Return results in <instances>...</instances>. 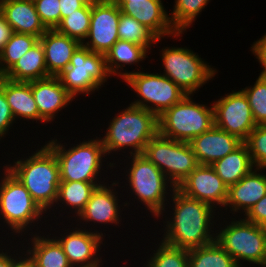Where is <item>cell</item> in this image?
Masks as SVG:
<instances>
[{
  "instance_id": "cell-3",
  "label": "cell",
  "mask_w": 266,
  "mask_h": 267,
  "mask_svg": "<svg viewBox=\"0 0 266 267\" xmlns=\"http://www.w3.org/2000/svg\"><path fill=\"white\" fill-rule=\"evenodd\" d=\"M117 114L101 138L106 154L132 148L131 155L143 154L146 144L158 133V117L139 106L129 104Z\"/></svg>"
},
{
  "instance_id": "cell-38",
  "label": "cell",
  "mask_w": 266,
  "mask_h": 267,
  "mask_svg": "<svg viewBox=\"0 0 266 267\" xmlns=\"http://www.w3.org/2000/svg\"><path fill=\"white\" fill-rule=\"evenodd\" d=\"M36 12L46 29H56L60 23V0H33Z\"/></svg>"
},
{
  "instance_id": "cell-2",
  "label": "cell",
  "mask_w": 266,
  "mask_h": 267,
  "mask_svg": "<svg viewBox=\"0 0 266 267\" xmlns=\"http://www.w3.org/2000/svg\"><path fill=\"white\" fill-rule=\"evenodd\" d=\"M43 146L29 158L19 159L13 165L5 167L46 213L57 201L61 180L59 163L54 152L46 144Z\"/></svg>"
},
{
  "instance_id": "cell-11",
  "label": "cell",
  "mask_w": 266,
  "mask_h": 267,
  "mask_svg": "<svg viewBox=\"0 0 266 267\" xmlns=\"http://www.w3.org/2000/svg\"><path fill=\"white\" fill-rule=\"evenodd\" d=\"M108 77L105 55L92 52L82 44L73 53L70 65L58 75L62 85L74 98L78 93L89 95L98 90Z\"/></svg>"
},
{
  "instance_id": "cell-41",
  "label": "cell",
  "mask_w": 266,
  "mask_h": 267,
  "mask_svg": "<svg viewBox=\"0 0 266 267\" xmlns=\"http://www.w3.org/2000/svg\"><path fill=\"white\" fill-rule=\"evenodd\" d=\"M252 52L259 60V63L262 65L263 71L260 72L261 76L266 77V33L262 38L255 41L253 46L251 47Z\"/></svg>"
},
{
  "instance_id": "cell-10",
  "label": "cell",
  "mask_w": 266,
  "mask_h": 267,
  "mask_svg": "<svg viewBox=\"0 0 266 267\" xmlns=\"http://www.w3.org/2000/svg\"><path fill=\"white\" fill-rule=\"evenodd\" d=\"M123 80L137 92V97H141L131 104L144 108L157 117L187 95L170 78L161 73L125 71Z\"/></svg>"
},
{
  "instance_id": "cell-39",
  "label": "cell",
  "mask_w": 266,
  "mask_h": 267,
  "mask_svg": "<svg viewBox=\"0 0 266 267\" xmlns=\"http://www.w3.org/2000/svg\"><path fill=\"white\" fill-rule=\"evenodd\" d=\"M15 118L10 110V106L7 102L4 92L0 94V140L9 131V128L13 126Z\"/></svg>"
},
{
  "instance_id": "cell-6",
  "label": "cell",
  "mask_w": 266,
  "mask_h": 267,
  "mask_svg": "<svg viewBox=\"0 0 266 267\" xmlns=\"http://www.w3.org/2000/svg\"><path fill=\"white\" fill-rule=\"evenodd\" d=\"M215 231V241L236 261L239 267L242 262L266 267V227L246 221L244 218L224 225ZM241 260H243L241 262ZM241 262V263H240Z\"/></svg>"
},
{
  "instance_id": "cell-17",
  "label": "cell",
  "mask_w": 266,
  "mask_h": 267,
  "mask_svg": "<svg viewBox=\"0 0 266 267\" xmlns=\"http://www.w3.org/2000/svg\"><path fill=\"white\" fill-rule=\"evenodd\" d=\"M121 13L133 17L140 24L146 26L158 38L177 37L182 32H177L171 24L169 14H167L162 0L114 2Z\"/></svg>"
},
{
  "instance_id": "cell-8",
  "label": "cell",
  "mask_w": 266,
  "mask_h": 267,
  "mask_svg": "<svg viewBox=\"0 0 266 267\" xmlns=\"http://www.w3.org/2000/svg\"><path fill=\"white\" fill-rule=\"evenodd\" d=\"M143 155L164 173L175 188L199 166L188 142L169 139L159 133L146 144Z\"/></svg>"
},
{
  "instance_id": "cell-45",
  "label": "cell",
  "mask_w": 266,
  "mask_h": 267,
  "mask_svg": "<svg viewBox=\"0 0 266 267\" xmlns=\"http://www.w3.org/2000/svg\"><path fill=\"white\" fill-rule=\"evenodd\" d=\"M21 256H18V259L13 263L12 267H35L33 262L26 256L23 258Z\"/></svg>"
},
{
  "instance_id": "cell-22",
  "label": "cell",
  "mask_w": 266,
  "mask_h": 267,
  "mask_svg": "<svg viewBox=\"0 0 266 267\" xmlns=\"http://www.w3.org/2000/svg\"><path fill=\"white\" fill-rule=\"evenodd\" d=\"M262 169H252L239 182L228 188V198L223 208L230 207V211L244 210L245 214L266 195V175ZM258 171V172H257Z\"/></svg>"
},
{
  "instance_id": "cell-46",
  "label": "cell",
  "mask_w": 266,
  "mask_h": 267,
  "mask_svg": "<svg viewBox=\"0 0 266 267\" xmlns=\"http://www.w3.org/2000/svg\"><path fill=\"white\" fill-rule=\"evenodd\" d=\"M7 80H8V77L6 73L0 72V94L3 93Z\"/></svg>"
},
{
  "instance_id": "cell-28",
  "label": "cell",
  "mask_w": 266,
  "mask_h": 267,
  "mask_svg": "<svg viewBox=\"0 0 266 267\" xmlns=\"http://www.w3.org/2000/svg\"><path fill=\"white\" fill-rule=\"evenodd\" d=\"M148 50L133 42L118 39L105 54L106 68L109 75H118L124 79V73L119 70L124 65H131L145 60ZM119 71V73H118Z\"/></svg>"
},
{
  "instance_id": "cell-24",
  "label": "cell",
  "mask_w": 266,
  "mask_h": 267,
  "mask_svg": "<svg viewBox=\"0 0 266 267\" xmlns=\"http://www.w3.org/2000/svg\"><path fill=\"white\" fill-rule=\"evenodd\" d=\"M13 117L26 120L45 121L39 116L38 107L32 94V81L7 80L3 90Z\"/></svg>"
},
{
  "instance_id": "cell-16",
  "label": "cell",
  "mask_w": 266,
  "mask_h": 267,
  "mask_svg": "<svg viewBox=\"0 0 266 267\" xmlns=\"http://www.w3.org/2000/svg\"><path fill=\"white\" fill-rule=\"evenodd\" d=\"M75 229V230H74ZM72 228L70 233L66 232L55 237L62 246L63 251L72 267H100L102 259L96 255L103 244V233L92 232V229ZM77 229V230H76ZM91 230V231H90ZM58 238V239H57ZM99 256V257H98ZM100 258V259H99Z\"/></svg>"
},
{
  "instance_id": "cell-20",
  "label": "cell",
  "mask_w": 266,
  "mask_h": 267,
  "mask_svg": "<svg viewBox=\"0 0 266 267\" xmlns=\"http://www.w3.org/2000/svg\"><path fill=\"white\" fill-rule=\"evenodd\" d=\"M119 182L114 181L112 186L101 184L93 191L85 208L77 216L78 220L83 222L119 224L120 205H118V196L112 188L118 186ZM116 194V196H115Z\"/></svg>"
},
{
  "instance_id": "cell-44",
  "label": "cell",
  "mask_w": 266,
  "mask_h": 267,
  "mask_svg": "<svg viewBox=\"0 0 266 267\" xmlns=\"http://www.w3.org/2000/svg\"><path fill=\"white\" fill-rule=\"evenodd\" d=\"M2 251V252H1ZM7 252H3V250L0 249V267H12L13 263L18 259L17 256H14L10 253L8 255Z\"/></svg>"
},
{
  "instance_id": "cell-43",
  "label": "cell",
  "mask_w": 266,
  "mask_h": 267,
  "mask_svg": "<svg viewBox=\"0 0 266 267\" xmlns=\"http://www.w3.org/2000/svg\"><path fill=\"white\" fill-rule=\"evenodd\" d=\"M13 33L12 27L0 13V52L4 49L5 44L10 40Z\"/></svg>"
},
{
  "instance_id": "cell-30",
  "label": "cell",
  "mask_w": 266,
  "mask_h": 267,
  "mask_svg": "<svg viewBox=\"0 0 266 267\" xmlns=\"http://www.w3.org/2000/svg\"><path fill=\"white\" fill-rule=\"evenodd\" d=\"M188 267H239L236 261L214 240L188 251Z\"/></svg>"
},
{
  "instance_id": "cell-9",
  "label": "cell",
  "mask_w": 266,
  "mask_h": 267,
  "mask_svg": "<svg viewBox=\"0 0 266 267\" xmlns=\"http://www.w3.org/2000/svg\"><path fill=\"white\" fill-rule=\"evenodd\" d=\"M4 169V177L0 182V218L12 233L22 234L32 223L41 221L45 212L23 184L6 167Z\"/></svg>"
},
{
  "instance_id": "cell-32",
  "label": "cell",
  "mask_w": 266,
  "mask_h": 267,
  "mask_svg": "<svg viewBox=\"0 0 266 267\" xmlns=\"http://www.w3.org/2000/svg\"><path fill=\"white\" fill-rule=\"evenodd\" d=\"M118 37L120 40L129 41L144 46L149 50L153 42H159L158 38L146 26L140 24L133 17L120 14L118 25Z\"/></svg>"
},
{
  "instance_id": "cell-7",
  "label": "cell",
  "mask_w": 266,
  "mask_h": 267,
  "mask_svg": "<svg viewBox=\"0 0 266 267\" xmlns=\"http://www.w3.org/2000/svg\"><path fill=\"white\" fill-rule=\"evenodd\" d=\"M131 167L127 173V180L131 192L135 193L137 199L147 207L152 215L160 217L165 213V206L168 201L167 191L174 190V185L166 178L164 173L150 162L145 155H131ZM170 185H169V184ZM168 187H172L168 189Z\"/></svg>"
},
{
  "instance_id": "cell-1",
  "label": "cell",
  "mask_w": 266,
  "mask_h": 267,
  "mask_svg": "<svg viewBox=\"0 0 266 267\" xmlns=\"http://www.w3.org/2000/svg\"><path fill=\"white\" fill-rule=\"evenodd\" d=\"M174 213L167 221L163 242L180 249L191 250L215 240L212 231L215 209L207 203L185 196L177 188L172 190ZM213 220V221H212ZM212 222V223H211Z\"/></svg>"
},
{
  "instance_id": "cell-5",
  "label": "cell",
  "mask_w": 266,
  "mask_h": 267,
  "mask_svg": "<svg viewBox=\"0 0 266 267\" xmlns=\"http://www.w3.org/2000/svg\"><path fill=\"white\" fill-rule=\"evenodd\" d=\"M83 141L65 149L64 145L52 139L46 145L54 152L60 169L61 182H99L103 157H106L101 138Z\"/></svg>"
},
{
  "instance_id": "cell-19",
  "label": "cell",
  "mask_w": 266,
  "mask_h": 267,
  "mask_svg": "<svg viewBox=\"0 0 266 267\" xmlns=\"http://www.w3.org/2000/svg\"><path fill=\"white\" fill-rule=\"evenodd\" d=\"M32 94L38 107L39 116L45 123L53 121L55 114L67 107L74 99L62 85L58 76L33 80Z\"/></svg>"
},
{
  "instance_id": "cell-36",
  "label": "cell",
  "mask_w": 266,
  "mask_h": 267,
  "mask_svg": "<svg viewBox=\"0 0 266 267\" xmlns=\"http://www.w3.org/2000/svg\"><path fill=\"white\" fill-rule=\"evenodd\" d=\"M256 125H266V77L259 75L253 86L242 89Z\"/></svg>"
},
{
  "instance_id": "cell-33",
  "label": "cell",
  "mask_w": 266,
  "mask_h": 267,
  "mask_svg": "<svg viewBox=\"0 0 266 267\" xmlns=\"http://www.w3.org/2000/svg\"><path fill=\"white\" fill-rule=\"evenodd\" d=\"M91 9L92 5H85L83 8L72 12L61 20L56 30L78 40L82 44L89 33Z\"/></svg>"
},
{
  "instance_id": "cell-35",
  "label": "cell",
  "mask_w": 266,
  "mask_h": 267,
  "mask_svg": "<svg viewBox=\"0 0 266 267\" xmlns=\"http://www.w3.org/2000/svg\"><path fill=\"white\" fill-rule=\"evenodd\" d=\"M148 259L146 267H188V250L170 246L163 241Z\"/></svg>"
},
{
  "instance_id": "cell-13",
  "label": "cell",
  "mask_w": 266,
  "mask_h": 267,
  "mask_svg": "<svg viewBox=\"0 0 266 267\" xmlns=\"http://www.w3.org/2000/svg\"><path fill=\"white\" fill-rule=\"evenodd\" d=\"M215 126L245 142L257 126L247 97L233 91L213 103Z\"/></svg>"
},
{
  "instance_id": "cell-12",
  "label": "cell",
  "mask_w": 266,
  "mask_h": 267,
  "mask_svg": "<svg viewBox=\"0 0 266 267\" xmlns=\"http://www.w3.org/2000/svg\"><path fill=\"white\" fill-rule=\"evenodd\" d=\"M163 75L170 78L187 95H193L207 81L215 77L211 68L193 50L182 47L162 49Z\"/></svg>"
},
{
  "instance_id": "cell-15",
  "label": "cell",
  "mask_w": 266,
  "mask_h": 267,
  "mask_svg": "<svg viewBox=\"0 0 266 267\" xmlns=\"http://www.w3.org/2000/svg\"><path fill=\"white\" fill-rule=\"evenodd\" d=\"M185 196L207 203L213 208L225 206L228 187L211 165H200L177 187Z\"/></svg>"
},
{
  "instance_id": "cell-21",
  "label": "cell",
  "mask_w": 266,
  "mask_h": 267,
  "mask_svg": "<svg viewBox=\"0 0 266 267\" xmlns=\"http://www.w3.org/2000/svg\"><path fill=\"white\" fill-rule=\"evenodd\" d=\"M44 49L45 63L49 76H58L69 65L73 53L81 43L56 29H47L39 38Z\"/></svg>"
},
{
  "instance_id": "cell-23",
  "label": "cell",
  "mask_w": 266,
  "mask_h": 267,
  "mask_svg": "<svg viewBox=\"0 0 266 267\" xmlns=\"http://www.w3.org/2000/svg\"><path fill=\"white\" fill-rule=\"evenodd\" d=\"M0 13L16 33L40 38L47 31L36 12L33 0H0Z\"/></svg>"
},
{
  "instance_id": "cell-26",
  "label": "cell",
  "mask_w": 266,
  "mask_h": 267,
  "mask_svg": "<svg viewBox=\"0 0 266 267\" xmlns=\"http://www.w3.org/2000/svg\"><path fill=\"white\" fill-rule=\"evenodd\" d=\"M33 236L29 238L33 247H28L26 255L35 267H72L55 236L51 239L36 233Z\"/></svg>"
},
{
  "instance_id": "cell-34",
  "label": "cell",
  "mask_w": 266,
  "mask_h": 267,
  "mask_svg": "<svg viewBox=\"0 0 266 267\" xmlns=\"http://www.w3.org/2000/svg\"><path fill=\"white\" fill-rule=\"evenodd\" d=\"M209 0H175L173 12L170 17L172 26L177 32L186 31L195 18L207 6Z\"/></svg>"
},
{
  "instance_id": "cell-14",
  "label": "cell",
  "mask_w": 266,
  "mask_h": 267,
  "mask_svg": "<svg viewBox=\"0 0 266 267\" xmlns=\"http://www.w3.org/2000/svg\"><path fill=\"white\" fill-rule=\"evenodd\" d=\"M121 9L112 0H98L92 4L90 29L82 45L92 52L106 54L119 39L118 25Z\"/></svg>"
},
{
  "instance_id": "cell-37",
  "label": "cell",
  "mask_w": 266,
  "mask_h": 267,
  "mask_svg": "<svg viewBox=\"0 0 266 267\" xmlns=\"http://www.w3.org/2000/svg\"><path fill=\"white\" fill-rule=\"evenodd\" d=\"M254 167L266 169V125H257L245 141Z\"/></svg>"
},
{
  "instance_id": "cell-31",
  "label": "cell",
  "mask_w": 266,
  "mask_h": 267,
  "mask_svg": "<svg viewBox=\"0 0 266 267\" xmlns=\"http://www.w3.org/2000/svg\"><path fill=\"white\" fill-rule=\"evenodd\" d=\"M38 41L34 35L14 32L0 52V72L7 73Z\"/></svg>"
},
{
  "instance_id": "cell-48",
  "label": "cell",
  "mask_w": 266,
  "mask_h": 267,
  "mask_svg": "<svg viewBox=\"0 0 266 267\" xmlns=\"http://www.w3.org/2000/svg\"><path fill=\"white\" fill-rule=\"evenodd\" d=\"M113 2H131V1H148V0H112Z\"/></svg>"
},
{
  "instance_id": "cell-18",
  "label": "cell",
  "mask_w": 266,
  "mask_h": 267,
  "mask_svg": "<svg viewBox=\"0 0 266 267\" xmlns=\"http://www.w3.org/2000/svg\"><path fill=\"white\" fill-rule=\"evenodd\" d=\"M241 143L242 141L236 136L215 125L189 142L200 165H212L231 153Z\"/></svg>"
},
{
  "instance_id": "cell-47",
  "label": "cell",
  "mask_w": 266,
  "mask_h": 267,
  "mask_svg": "<svg viewBox=\"0 0 266 267\" xmlns=\"http://www.w3.org/2000/svg\"><path fill=\"white\" fill-rule=\"evenodd\" d=\"M82 2L84 5H92L93 3L97 2L98 0H77Z\"/></svg>"
},
{
  "instance_id": "cell-42",
  "label": "cell",
  "mask_w": 266,
  "mask_h": 267,
  "mask_svg": "<svg viewBox=\"0 0 266 267\" xmlns=\"http://www.w3.org/2000/svg\"><path fill=\"white\" fill-rule=\"evenodd\" d=\"M85 5L77 0H60V22L72 12L83 8Z\"/></svg>"
},
{
  "instance_id": "cell-25",
  "label": "cell",
  "mask_w": 266,
  "mask_h": 267,
  "mask_svg": "<svg viewBox=\"0 0 266 267\" xmlns=\"http://www.w3.org/2000/svg\"><path fill=\"white\" fill-rule=\"evenodd\" d=\"M211 166L228 188L239 182L254 169L249 149L245 142H242L222 159L215 161Z\"/></svg>"
},
{
  "instance_id": "cell-40",
  "label": "cell",
  "mask_w": 266,
  "mask_h": 267,
  "mask_svg": "<svg viewBox=\"0 0 266 267\" xmlns=\"http://www.w3.org/2000/svg\"><path fill=\"white\" fill-rule=\"evenodd\" d=\"M244 219L256 225L266 227V195L257 202L246 214Z\"/></svg>"
},
{
  "instance_id": "cell-27",
  "label": "cell",
  "mask_w": 266,
  "mask_h": 267,
  "mask_svg": "<svg viewBox=\"0 0 266 267\" xmlns=\"http://www.w3.org/2000/svg\"><path fill=\"white\" fill-rule=\"evenodd\" d=\"M9 80L30 82L49 77L45 63L44 49L38 41L6 73Z\"/></svg>"
},
{
  "instance_id": "cell-29",
  "label": "cell",
  "mask_w": 266,
  "mask_h": 267,
  "mask_svg": "<svg viewBox=\"0 0 266 267\" xmlns=\"http://www.w3.org/2000/svg\"><path fill=\"white\" fill-rule=\"evenodd\" d=\"M102 183L104 182H60L56 204L62 203L70 209H75L74 212L77 217L85 208L93 191Z\"/></svg>"
},
{
  "instance_id": "cell-4",
  "label": "cell",
  "mask_w": 266,
  "mask_h": 267,
  "mask_svg": "<svg viewBox=\"0 0 266 267\" xmlns=\"http://www.w3.org/2000/svg\"><path fill=\"white\" fill-rule=\"evenodd\" d=\"M186 95L158 117V133L166 138L190 142L215 125L214 107L198 104Z\"/></svg>"
}]
</instances>
